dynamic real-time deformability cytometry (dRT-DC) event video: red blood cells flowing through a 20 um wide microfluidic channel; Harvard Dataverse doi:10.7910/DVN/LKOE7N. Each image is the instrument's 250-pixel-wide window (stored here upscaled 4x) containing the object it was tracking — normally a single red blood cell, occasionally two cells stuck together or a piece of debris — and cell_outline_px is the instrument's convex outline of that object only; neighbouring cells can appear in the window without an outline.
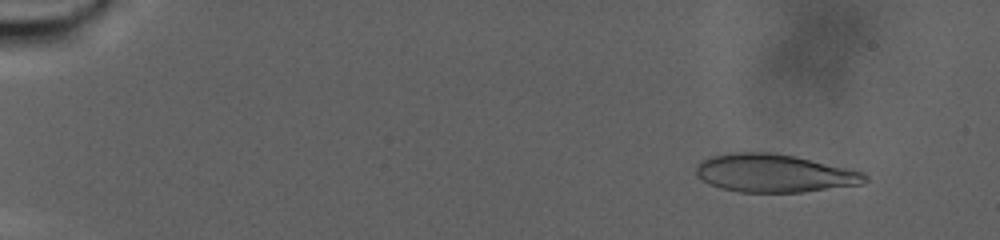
{"species": "human", "species_latin": "Homo sapiens", "temperature_condition": "warm", "stored_images_in_passage": 92, "camera_frame_rate_fps": 3000, "um_per_image_px": 0.085, "donor": {"sex": "male"}, "frame": {"image": 1, "passage_image": 10, "time_ms": 3.0, "image_size_px": [1000, 240], "cell_outline_px": [[868, 180], [860, 184], [804, 192], [740, 192], [720, 188], [704, 180], [696, 172], [696, 164], [700, 160], [712, 156], [736, 152], [768, 152], [796, 156], [864, 172], [868, 176]], "centroid_in_image_um": [65.83, 14.72], "position_along_channel_um": 19.2, "area_um2": 37.28}}
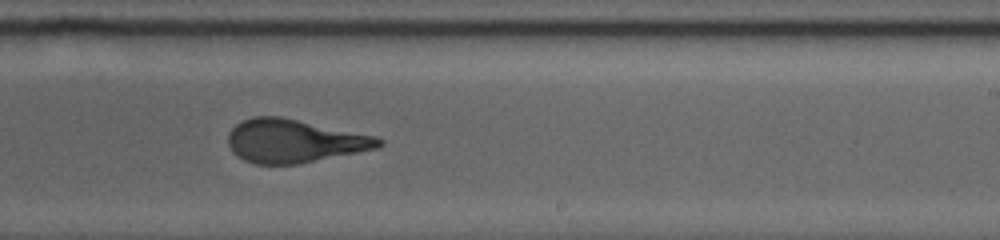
{"frame": {"image": 2, "passage_image": 60, "time_ms": 19.667, "image_size_px": [1000, 240], "cell_outline_px": [[384, 144], [376, 148], [296, 164], [256, 164], [244, 160], [232, 152], [228, 144], [228, 132], [236, 124], [252, 116], [280, 116], [376, 136], [384, 140]], "centroid_in_image_um": [24.97, 11.97], "position_along_channel_um": 264.0, "area_um2": 37.74}}
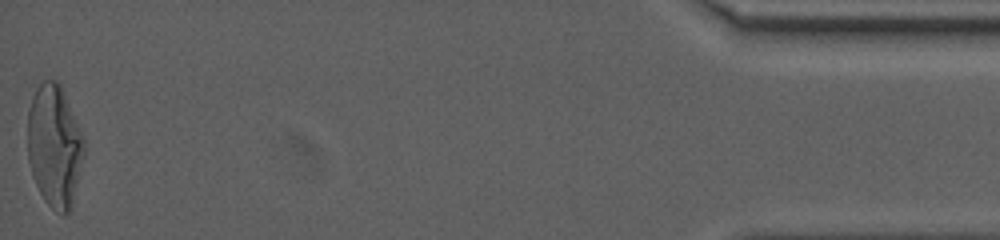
{"frame": {"image": 3, "passage_image": 92, "time_ms": 30.333, "image_size_px": [1000, 240], "cell_outline_px": [[84, 152], [72, 208], [64, 216], [52, 208], [44, 200], [32, 176], [28, 160], [28, 108], [32, 96], [36, 88], [44, 80], [56, 80], [60, 84], [84, 140]], "centroid_in_image_um": [4.61, 12.43], "position_along_channel_um": 430.6, "area_um2": 40.0}, "authors_computed_cell_mechanics": {"area_um2": 37.9457, "velocity_mm_per_s": 2.3318, "shape_relaxation_time_tau1_ms": null, "shape_relaxation_time_tau2_ms": 1.6355, "deformation_change_tau1": null, "deformation_change_tau2": 0.1047}}